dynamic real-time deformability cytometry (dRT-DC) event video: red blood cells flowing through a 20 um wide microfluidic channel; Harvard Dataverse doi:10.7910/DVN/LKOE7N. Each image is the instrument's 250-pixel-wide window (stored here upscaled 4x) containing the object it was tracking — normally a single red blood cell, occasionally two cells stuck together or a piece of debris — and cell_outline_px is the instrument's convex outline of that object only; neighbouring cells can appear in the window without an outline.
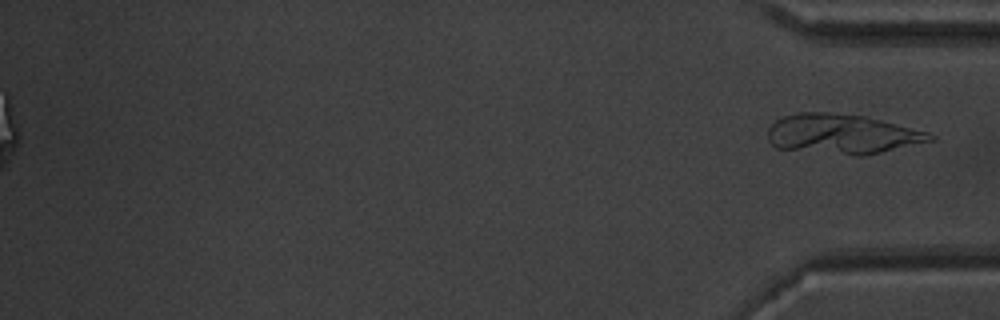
{"species": "common noctule bat (a hibernating species)", "species_latin": "Nyctalus noctula", "temperature_condition": "warm", "stored_images_in_passage": 55, "segment_of_instrument_passage": [2, 2], "camera_frame_rate_fps": 3000, "um_per_image_px": 0.085, "animal": {"sex": "male", "body_mass_g": 20.1, "forearm_length_mm": 53.5}, "frame": {"image": 1, "passage_image": 55, "time_ms": 18.0, "image_size_px": [1000, 320], "cell_outline_px": [[936, 140], [864, 156], [856, 156], [776, 148], [768, 140], [768, 128], [776, 120], [784, 116], [796, 112], [828, 112], [864, 116], [928, 132], [936, 136]], "centroid_in_image_um": [71.58, 11.4], "position_along_channel_um": 363.6, "area_um2": 37.69}}